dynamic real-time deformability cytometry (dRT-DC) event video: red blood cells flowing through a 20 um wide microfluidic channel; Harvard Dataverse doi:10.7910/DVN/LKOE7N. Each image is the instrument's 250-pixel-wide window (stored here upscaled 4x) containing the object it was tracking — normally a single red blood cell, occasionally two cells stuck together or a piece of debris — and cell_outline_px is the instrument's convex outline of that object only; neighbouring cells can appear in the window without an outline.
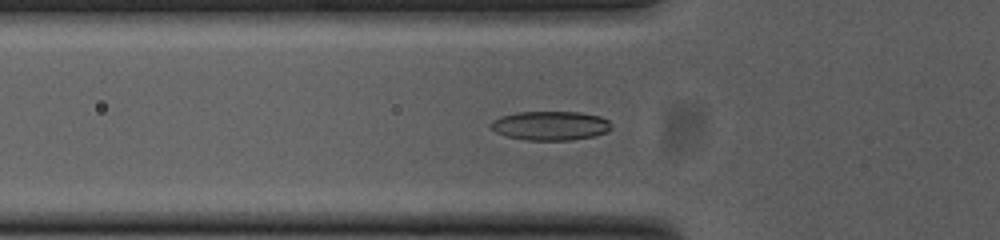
{"species": "common noctule bat (a hibernating species)", "species_latin": "Nyctalus noctula", "temperature_condition": "cold", "stored_images_in_passage": 55, "camera_frame_rate_fps": 3000, "um_per_image_px": 0.085, "animal": {"sex": "female", "body_mass_g": 23.0, "forearm_length_mm": 53.4}, "frame": {"image": 1, "passage_image": 18, "time_ms": 5.667, "image_size_px": [1000, 240], "cell_outline_px": [[612, 128], [608, 132], [596, 136], [572, 140], [528, 140], [508, 136], [496, 132], [488, 124], [492, 120], [500, 116], [516, 112], [580, 112], [600, 116], [608, 120], [612, 124]], "centroid_in_image_um": [46.82, 10.68], "position_along_channel_um": 79.0, "area_um2": 20.63}}
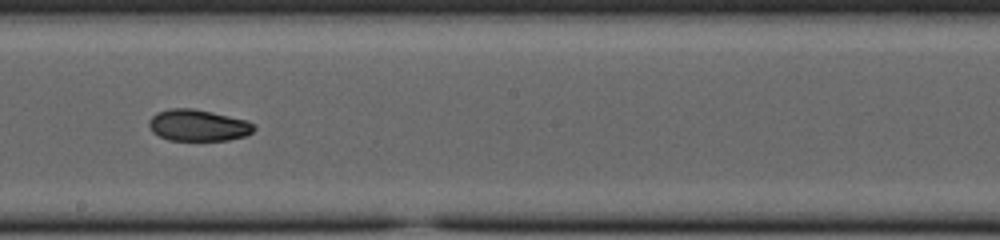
{"frame": {"image": 2, "passage_image": 30, "time_ms": 9.667, "image_size_px": [1000, 240], "cell_outline_px": [[256, 128], [252, 132], [244, 136], [228, 140], [168, 140], [152, 132], [148, 124], [148, 120], [156, 112], [172, 108], [192, 108], [212, 112], [248, 120], [256, 124]], "centroid_in_image_um": [16.85, 10.64], "position_along_channel_um": 231.4, "area_um2": 19.42}}
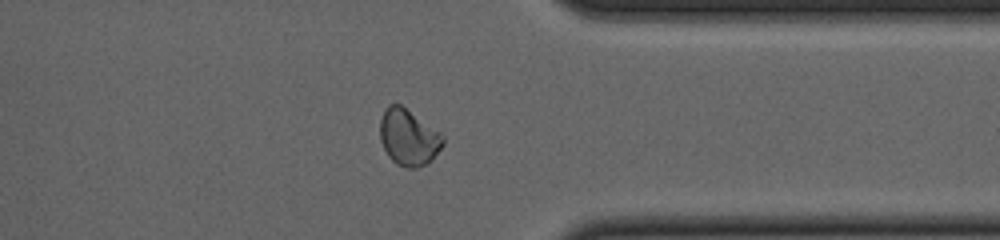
{"frame": {"image": 3, "passage_image": 42, "time_ms": 13.667, "image_size_px": [1000, 240], "cell_outline_px": [[444, 144], [432, 160], [416, 168], [408, 168], [396, 164], [388, 156], [380, 140], [380, 120], [384, 108], [388, 104], [400, 104], [440, 132], [444, 136]], "centroid_in_image_um": [34.71, 11.67], "position_along_channel_um": 376.7, "area_um2": 20.69}, "authors_computed_cell_mechanics": {"area_um2": 20.1144, "velocity_mm_per_s": 3.7989, "shape_relaxation_time_tau1_ms": null, "shape_relaxation_time_tau2_ms": 4.4092, "deformation_change_tau1": null, "deformation_change_tau2": 0.0746}}